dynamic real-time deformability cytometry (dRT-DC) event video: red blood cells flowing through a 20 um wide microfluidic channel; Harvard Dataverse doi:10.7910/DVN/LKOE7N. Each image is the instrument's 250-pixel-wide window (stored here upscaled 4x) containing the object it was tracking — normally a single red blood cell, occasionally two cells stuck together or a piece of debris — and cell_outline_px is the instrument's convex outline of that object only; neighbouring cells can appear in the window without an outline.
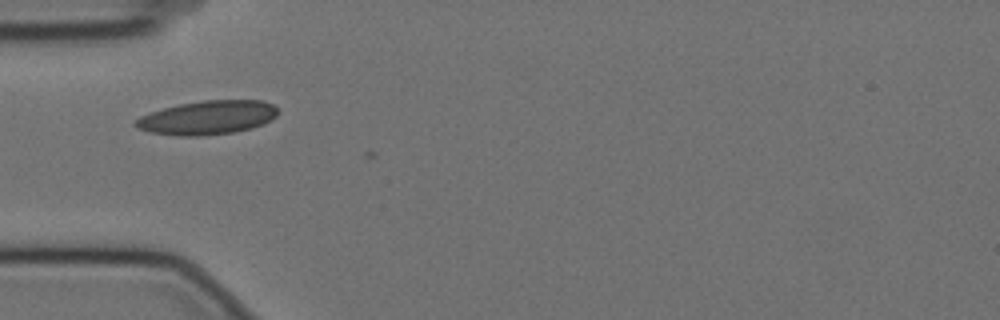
{"species": "Egyptian fruit bat (a non-hibernating species)", "species_latin": "Rousettus aegyptiacus", "temperature_condition": "cold", "stored_images_in_passage": 31, "camera_frame_rate_fps": 3000, "um_per_image_px": 0.085, "animal": {"sex": "female"}, "frame": {"image": 1, "passage_image": 2, "time_ms": 0.333, "image_size_px": [1000, 320], "cell_outline_px": [[280, 112], [272, 120], [264, 124], [252, 128], [232, 132], [204, 136], [176, 136], [148, 132], [136, 128], [132, 124], [140, 116], [164, 108], [180, 104], [204, 100], [264, 100], [280, 108]], "centroid_in_image_um": [17.67, 10.0], "position_along_channel_um": 67.3, "area_um2": 28.44}}
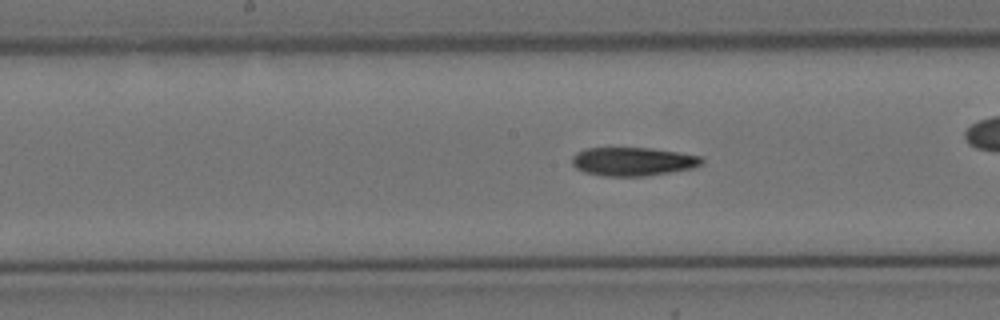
{"frame": {"image": 2, "passage_image": 10, "time_ms": 3.0, "image_size_px": [1000, 320], "cell_outline_px": [[704, 164], [692, 168], [644, 176], [604, 176], [584, 172], [576, 168], [572, 164], [572, 156], [576, 152], [588, 148], [652, 148], [700, 156], [704, 160]], "centroid_in_image_um": [53.78, 13.73], "position_along_channel_um": 194.4, "area_um2": 21.5}}
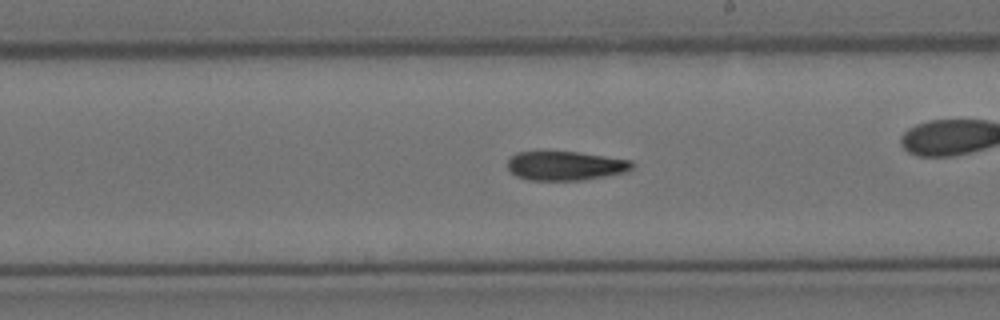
{"frame": {"image": 3, "passage_image": 14, "time_ms": 4.333, "image_size_px": [1000, 320], "cell_outline_px": [[636, 164], [628, 172], [580, 180], [528, 180], [516, 176], [508, 168], [508, 160], [516, 152], [576, 152], [632, 160]], "centroid_in_image_um": [48.09, 14.09], "position_along_channel_um": 240.9, "area_um2": 21.04}}